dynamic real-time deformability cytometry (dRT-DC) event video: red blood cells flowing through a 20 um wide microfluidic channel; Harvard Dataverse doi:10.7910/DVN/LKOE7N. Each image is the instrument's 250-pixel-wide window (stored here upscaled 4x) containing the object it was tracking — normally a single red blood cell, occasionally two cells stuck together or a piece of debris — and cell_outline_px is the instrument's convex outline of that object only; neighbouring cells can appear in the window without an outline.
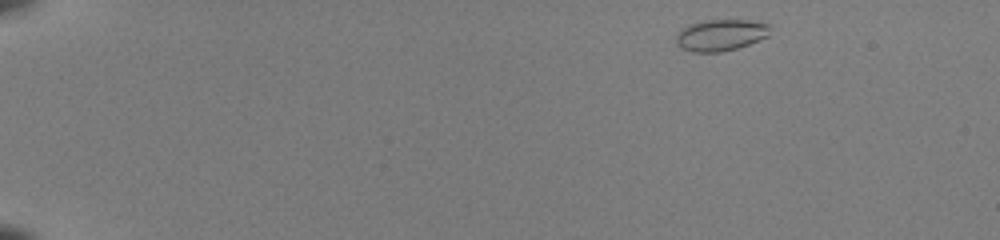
{"species": "common noctule bat (a hibernating species)", "species_latin": "Nyctalus noctula", "temperature_condition": "room temperature", "stored_images_in_passage": 45, "camera_frame_rate_fps": 3000, "um_per_image_px": 0.085, "animal": {"sex": "female", "body_mass_g": 22.0, "forearm_length_mm": 56.7}, "frame": {"image": 1, "passage_image": 1, "time_ms": 0.0, "image_size_px": [1000, 240], "cell_outline_px": [[768, 36], [748, 44], [736, 48], [720, 52], [692, 52], [680, 48], [676, 44], [676, 36], [688, 24], [704, 20], [748, 20], [768, 24]], "centroid_in_image_um": [61.21, 2.98], "position_along_channel_um": 23.8, "area_um2": 17.05}}
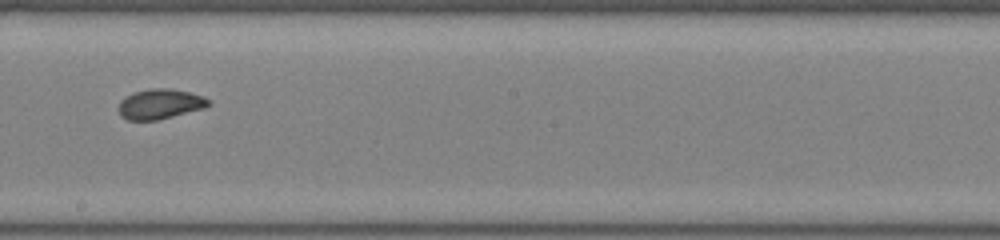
{"frame": {"image": 2, "passage_image": 26, "time_ms": 8.333, "image_size_px": [1000, 240], "cell_outline_px": [[212, 104], [204, 108], [156, 120], [128, 120], [120, 116], [120, 100], [136, 92], [148, 88], [172, 88], [204, 96], [212, 100]], "centroid_in_image_um": [13.66, 8.83], "position_along_channel_um": 234.5, "area_um2": 15.66}}
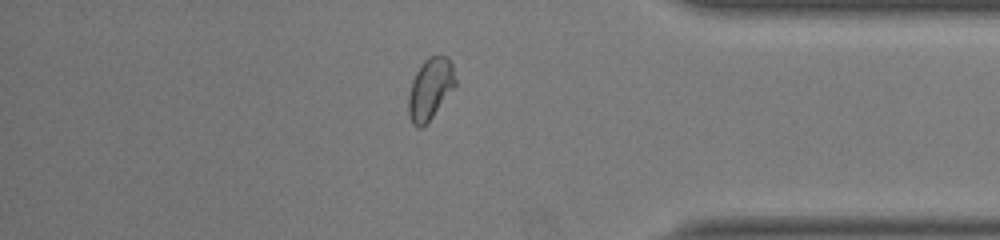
{"frame": {"image": 3, "passage_image": 39, "time_ms": 12.667, "image_size_px": [1000, 240], "cell_outline_px": [[456, 84], [432, 116], [420, 128], [412, 124], [408, 112], [408, 96], [412, 80], [416, 72], [424, 60], [428, 56], [448, 56], [452, 64], [456, 80]], "centroid_in_image_um": [36.55, 7.51], "position_along_channel_um": 398.6, "area_um2": 16.47}, "authors_computed_cell_mechanics": {"area_um2": 16.184, "velocity_mm_per_s": 4.0809, "shape_relaxation_time_tau1_ms": 10.7623, "shape_relaxation_time_tau2_ms": null, "deformation_change_tau1": 0.1847, "deformation_change_tau2": null}}